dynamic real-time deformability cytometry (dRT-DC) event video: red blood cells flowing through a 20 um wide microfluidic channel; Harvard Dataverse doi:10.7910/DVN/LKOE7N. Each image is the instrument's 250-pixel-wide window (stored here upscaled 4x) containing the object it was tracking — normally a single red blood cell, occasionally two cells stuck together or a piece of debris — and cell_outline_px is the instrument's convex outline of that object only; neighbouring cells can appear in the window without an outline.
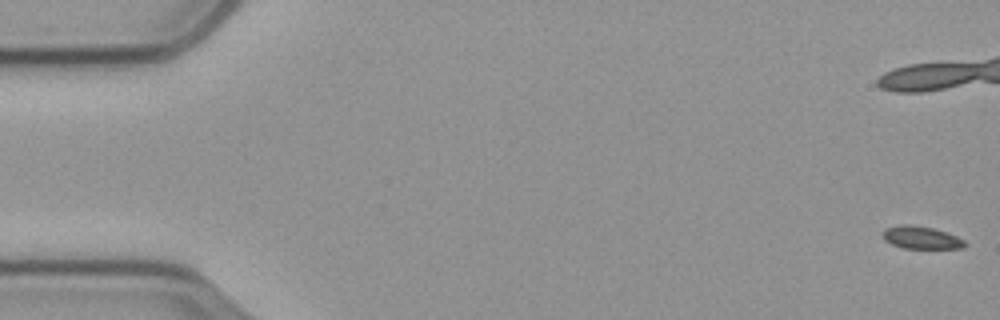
{"species": "common noctule bat (a hibernating species)", "species_latin": "Nyctalus noctula", "temperature_condition": "cold", "stored_images_in_passage": 29, "camera_frame_rate_fps": 3000, "um_per_image_px": 0.085, "animal": {"sex": "male", "body_mass_g": 23.1, "forearm_length_mm": 52.7}, "frame": {"image": 1, "passage_image": 1, "time_ms": 0.0, "image_size_px": [1000, 320], "cell_outline_px": [[968, 244], [964, 248], [904, 248], [892, 244], [884, 240], [880, 236], [880, 232], [884, 228], [900, 224], [912, 224], [932, 228], [956, 236], [964, 240]], "centroid_in_image_um": [78.23, 20.18], "position_along_channel_um": 6.8, "area_um2": 10.98}}